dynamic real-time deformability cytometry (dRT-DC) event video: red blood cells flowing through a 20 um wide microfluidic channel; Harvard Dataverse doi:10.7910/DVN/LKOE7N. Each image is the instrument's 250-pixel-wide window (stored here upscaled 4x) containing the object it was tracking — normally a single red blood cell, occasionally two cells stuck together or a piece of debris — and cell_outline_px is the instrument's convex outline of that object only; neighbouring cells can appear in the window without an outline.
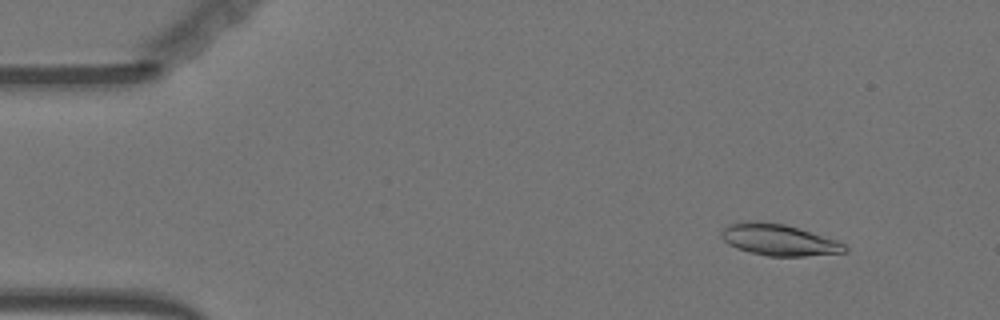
{"species": "Egyptian fruit bat (a non-hibernating species)", "species_latin": "Rousettus aegyptiacus", "temperature_condition": "warm", "stored_images_in_passage": 56, "camera_frame_rate_fps": 3000, "um_per_image_px": 0.085, "animal": {"sex": "female"}, "frame": {"image": 1, "passage_image": 6, "time_ms": 1.667, "image_size_px": [1000, 320], "cell_outline_px": [[848, 252], [804, 256], [768, 256], [736, 248], [728, 244], [720, 236], [720, 232], [728, 224], [744, 220], [760, 220], [784, 224], [800, 228], [836, 240], [844, 244], [848, 248]], "centroid_in_image_um": [66.17, 20.36], "position_along_channel_um": 18.8, "area_um2": 22.83}}
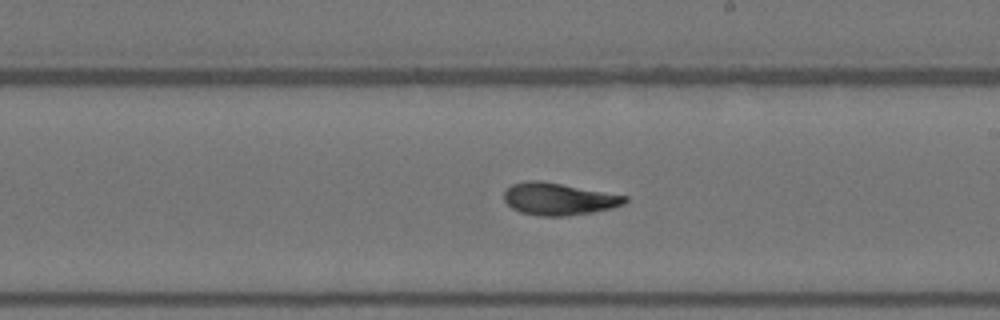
{"frame": {"image": 2, "passage_image": 32, "time_ms": 10.333, "image_size_px": [1000, 320], "cell_outline_px": [[628, 200], [624, 204], [612, 208], [592, 212], [560, 216], [536, 216], [520, 212], [512, 208], [504, 200], [504, 192], [512, 184], [528, 180], [540, 180], [628, 196]], "centroid_in_image_um": [47.47, 16.91], "position_along_channel_um": 241.5, "area_um2": 22.6}}
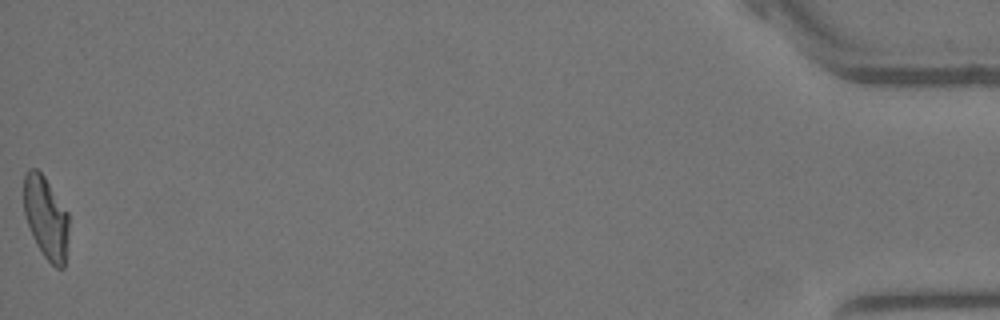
{"frame": {"image": 3, "passage_image": 56, "time_ms": 18.333, "image_size_px": [1000, 320], "cell_outline_px": [[68, 240], [64, 268], [56, 268], [44, 256], [36, 244], [32, 236], [24, 212], [24, 176], [28, 168], [36, 168], [44, 176], [68, 212]], "centroid_in_image_um": [3.91, 18.5], "position_along_channel_um": 431.3, "area_um2": 21.62}, "authors_computed_cell_mechanics": {"area_um2": 22.5998, "velocity_mm_per_s": 3.6216, "shape_relaxation_time_tau1_ms": 10.1043, "shape_relaxation_time_tau2_ms": 2.0007, "deformation_change_tau1": 0.3133, "deformation_change_tau2": 0.0908}}